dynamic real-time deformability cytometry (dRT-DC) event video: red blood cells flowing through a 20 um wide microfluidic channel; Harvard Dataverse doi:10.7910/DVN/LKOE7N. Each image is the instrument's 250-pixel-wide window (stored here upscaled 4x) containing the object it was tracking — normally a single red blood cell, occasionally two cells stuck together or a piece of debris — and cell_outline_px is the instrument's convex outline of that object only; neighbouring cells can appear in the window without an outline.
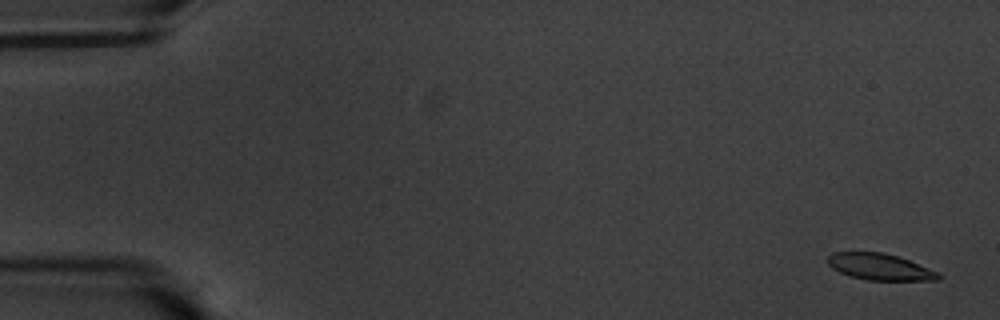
{"species": "common noctule bat (a hibernating species)", "species_latin": "Nyctalus noctula", "temperature_condition": "warm", "stored_images_in_passage": 29, "camera_frame_rate_fps": 3000, "um_per_image_px": 0.085, "animal": {"sex": "male", "body_mass_g": 20.1, "forearm_length_mm": 53.5}, "frame": {"image": 1, "passage_image": 3, "time_ms": 0.667, "image_size_px": [1000, 320], "cell_outline_px": [[944, 276], [940, 280], [868, 280], [848, 276], [832, 268], [828, 264], [828, 256], [832, 252], [884, 252], [908, 260], [940, 272]], "centroid_in_image_um": [74.81, 22.69], "position_along_channel_um": 10.2, "area_um2": 17.17}}
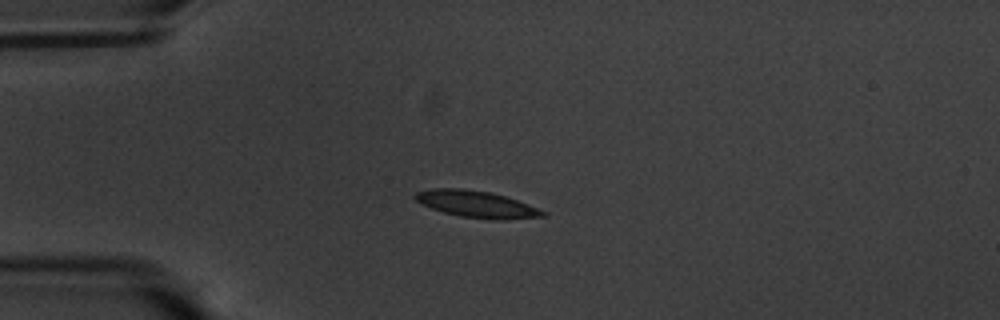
{"frame": {"image": 2, "passage_image": 16, "time_ms": 5.0, "image_size_px": [1000, 320], "cell_outline_px": [[548, 216], [504, 220], [492, 220], [460, 216], [444, 212], [432, 208], [416, 200], [412, 196], [416, 192], [432, 188], [460, 188], [488, 192], [504, 196], [528, 204], [548, 212]], "centroid_in_image_um": [40.55, 17.36], "position_along_channel_um": 44.5, "area_um2": 19.83}}
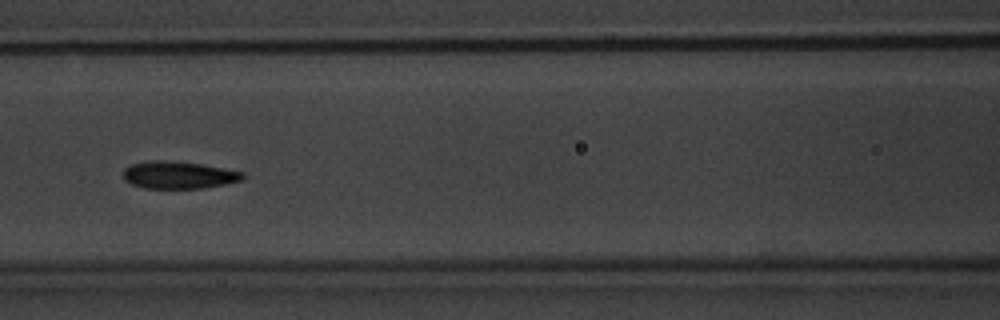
{"frame": {"image": 3, "passage_image": 27, "time_ms": 8.667, "image_size_px": [1000, 320], "cell_outline_px": [[244, 176], [240, 180], [224, 184], [204, 188], [144, 188], [132, 184], [124, 180], [124, 168], [132, 164], [152, 160], [164, 160], [200, 164], [224, 168], [244, 172]], "centroid_in_image_um": [15.16, 14.87], "position_along_channel_um": 151.4, "area_um2": 18.84}}